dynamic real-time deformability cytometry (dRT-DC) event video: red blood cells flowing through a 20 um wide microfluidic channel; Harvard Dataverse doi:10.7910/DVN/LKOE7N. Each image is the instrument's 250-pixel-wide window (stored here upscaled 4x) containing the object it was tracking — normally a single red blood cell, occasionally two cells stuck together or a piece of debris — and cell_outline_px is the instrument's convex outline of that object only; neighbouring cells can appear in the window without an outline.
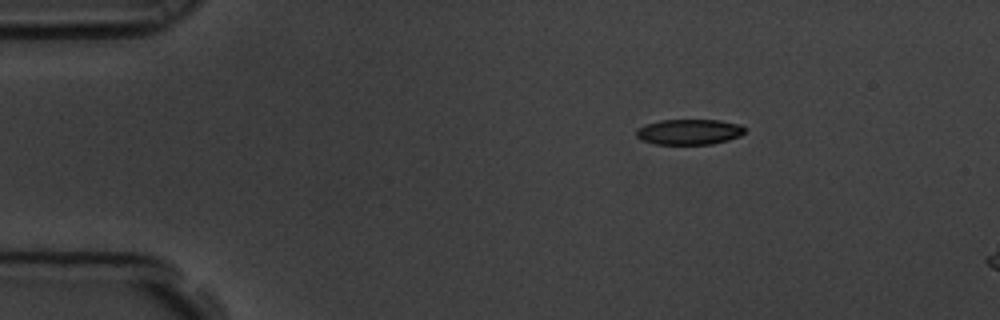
{"species": "common noctule bat (a hibernating species)", "species_latin": "Nyctalus noctula", "temperature_condition": "room temperature", "stored_images_in_passage": 3, "camera_frame_rate_fps": 3000, "um_per_image_px": 0.085, "animal": {"sex": "male", "body_mass_g": 19.5, "forearm_length_mm": 54.6}, "frame": {"image": 1, "passage_image": 1, "time_ms": 0.0, "image_size_px": [1000, 320], "cell_outline_px": [[744, 132], [740, 136], [728, 140], [712, 144], [656, 144], [640, 140], [636, 136], [636, 128], [660, 120], [720, 120], [740, 124], [744, 128]], "centroid_in_image_um": [58.56, 11.21], "position_along_channel_um": 26.4, "area_um2": 16.13}}